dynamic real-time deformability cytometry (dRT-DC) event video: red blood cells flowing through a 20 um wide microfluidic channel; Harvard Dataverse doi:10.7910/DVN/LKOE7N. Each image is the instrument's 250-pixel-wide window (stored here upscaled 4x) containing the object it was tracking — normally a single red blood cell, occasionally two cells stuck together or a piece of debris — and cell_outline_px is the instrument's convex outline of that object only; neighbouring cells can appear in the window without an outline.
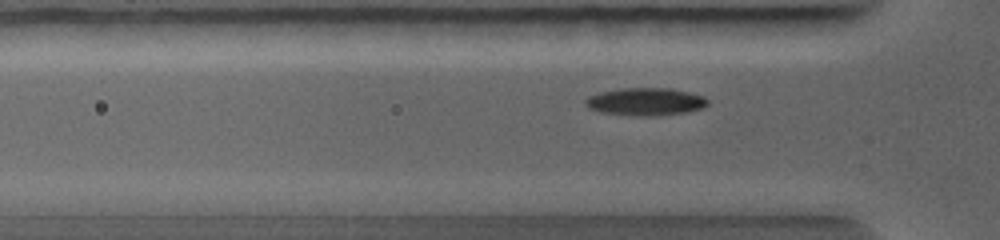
{"species": "common noctule bat (a hibernating species)", "species_latin": "Nyctalus noctula", "temperature_condition": "warm", "stored_images_in_passage": 69, "camera_frame_rate_fps": 5000, "um_per_image_px": 0.085, "animal": {"sex": "female", "body_mass_g": 19.0, "forearm_length_mm": 56.7}, "frame": {"image": 1, "passage_image": 19, "time_ms": 2.4, "image_size_px": [1000, 240], "cell_outline_px": [[708, 104], [704, 108], [684, 112], [656, 116], [636, 116], [600, 112], [588, 108], [584, 104], [584, 100], [588, 96], [600, 92], [620, 88], [672, 88], [704, 96], [708, 100]], "centroid_in_image_um": [54.85, 8.64], "position_along_channel_um": 71.0, "area_um2": 19.88}}
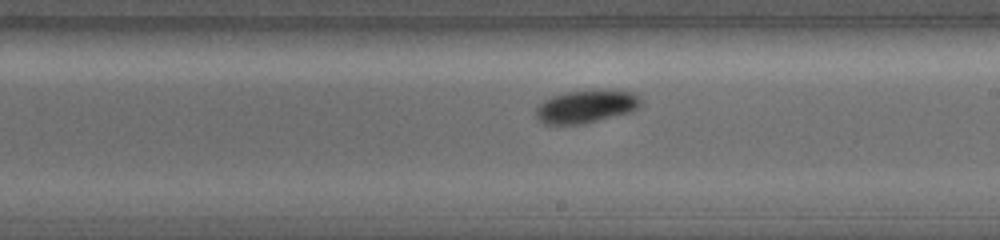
{"frame": {"image": 2, "passage_image": 40, "time_ms": 5.2, "image_size_px": [1000, 240], "cell_outline_px": [[644, 104], [640, 108], [632, 112], [584, 124], [544, 124], [536, 116], [536, 108], [544, 100], [552, 96], [568, 92], [632, 92], [640, 96], [644, 100]], "centroid_in_image_um": [49.87, 9.09], "position_along_channel_um": 239.1, "area_um2": 19.77}}
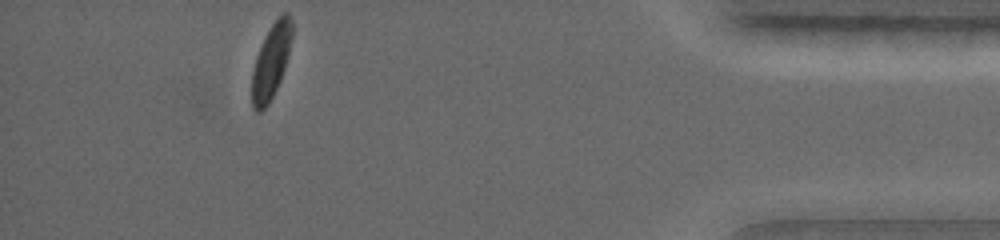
{"frame": {"image": 3, "passage_image": 68, "time_ms": 9.0, "image_size_px": [1000, 240], "cell_outline_px": [[292, 36], [284, 68], [280, 80], [268, 104], [260, 112], [256, 112], [252, 108], [252, 72], [256, 56], [272, 24], [284, 12], [288, 12], [292, 20]], "centroid_in_image_um": [23.03, 5.24], "position_along_channel_um": 412.2, "area_um2": 16.94}}